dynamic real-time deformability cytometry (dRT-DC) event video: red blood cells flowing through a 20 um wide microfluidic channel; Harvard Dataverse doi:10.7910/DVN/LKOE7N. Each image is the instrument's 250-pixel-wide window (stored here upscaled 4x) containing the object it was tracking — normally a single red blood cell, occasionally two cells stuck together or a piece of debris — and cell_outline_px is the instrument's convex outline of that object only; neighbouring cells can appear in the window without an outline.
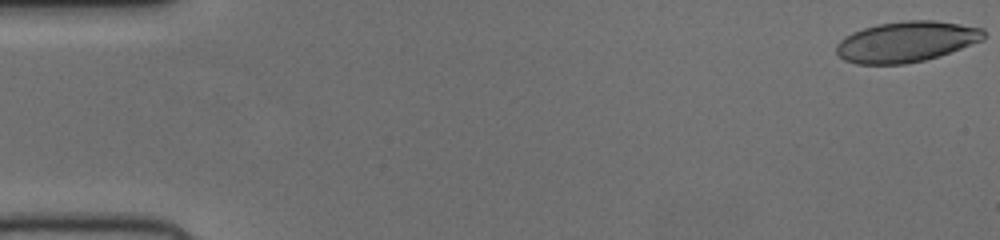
{"species": "human", "species_latin": "Homo sapiens", "temperature_condition": "cold", "stored_images_in_passage": 52, "camera_frame_rate_fps": 3000, "um_per_image_px": 0.085, "donor": {"sex": "female"}, "frame": {"image": 1, "passage_image": 1, "time_ms": 0.0, "image_size_px": [1000, 240], "cell_outline_px": [[984, 40], [924, 60], [904, 64], [856, 64], [844, 60], [836, 52], [836, 44], [844, 36], [852, 32], [864, 28], [880, 24], [908, 20], [932, 20], [960, 24], [984, 28]], "centroid_in_image_um": [77.01, 3.54], "position_along_channel_um": 8.0, "area_um2": 34.68}}
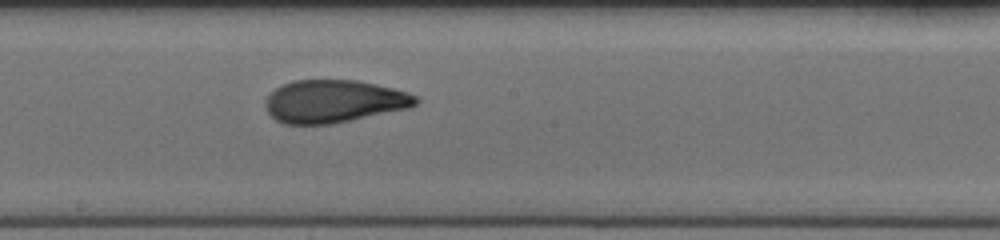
{"frame": {"image": 2, "passage_image": 29, "time_ms": 9.333, "image_size_px": [1000, 240], "cell_outline_px": [[420, 100], [416, 104], [408, 108], [332, 124], [284, 124], [276, 120], [268, 112], [264, 104], [268, 96], [276, 88], [292, 80], [356, 80], [376, 84], [408, 92], [416, 96]], "centroid_in_image_um": [28.37, 8.61], "position_along_channel_um": 219.8, "area_um2": 37.28}}
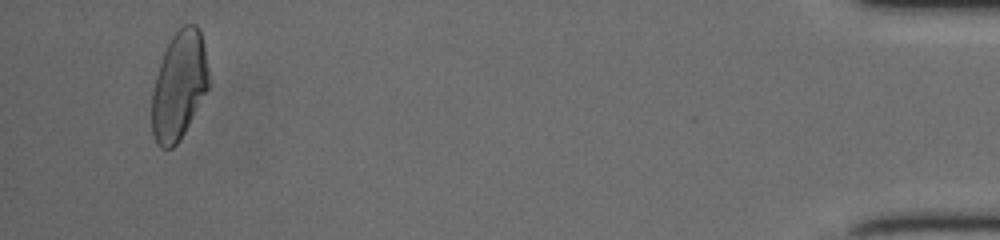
{"frame": {"image": 3, "passage_image": 50, "time_ms": 16.333, "image_size_px": [1000, 240], "cell_outline_px": [[208, 88], [180, 140], [172, 148], [160, 148], [156, 144], [152, 132], [152, 92], [156, 76], [164, 52], [172, 36], [184, 24], [196, 24], [200, 32], [204, 44], [208, 68]], "centroid_in_image_um": [15.21, 7.29], "position_along_channel_um": 420.0, "area_um2": 35.55}}